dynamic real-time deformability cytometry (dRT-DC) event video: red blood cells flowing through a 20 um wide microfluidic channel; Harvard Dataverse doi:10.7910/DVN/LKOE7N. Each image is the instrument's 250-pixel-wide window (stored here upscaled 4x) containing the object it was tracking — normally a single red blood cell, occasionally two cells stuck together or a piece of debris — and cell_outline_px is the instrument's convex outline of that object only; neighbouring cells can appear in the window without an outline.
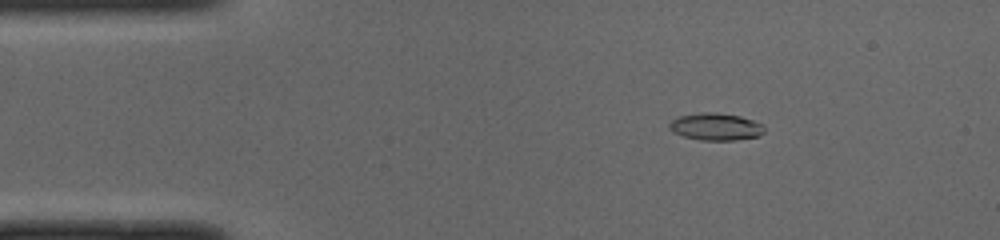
{"species": "common noctule bat (a hibernating species)", "species_latin": "Nyctalus noctula", "temperature_condition": "cold", "stored_images_in_passage": 47, "camera_frame_rate_fps": 3000, "um_per_image_px": 0.085, "animal": {"sex": "male", "body_mass_g": 19.0, "forearm_length_mm": 50.8}, "frame": {"image": 1, "passage_image": 5, "time_ms": 1.333, "image_size_px": [1000, 240], "cell_outline_px": [[764, 132], [760, 136], [732, 140], [700, 140], [684, 136], [672, 132], [668, 128], [668, 124], [672, 120], [680, 116], [700, 112], [716, 112], [740, 116], [764, 124]], "centroid_in_image_um": [60.83, 10.76], "position_along_channel_um": 24.2, "area_um2": 15.14}}
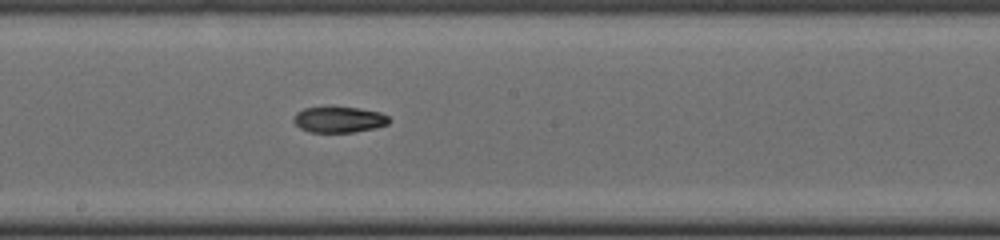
{"frame": {"image": 2, "passage_image": 24, "time_ms": 7.667, "image_size_px": [1000, 240], "cell_outline_px": [[392, 120], [388, 124], [376, 128], [352, 132], [308, 132], [300, 128], [292, 120], [296, 112], [304, 108], [360, 108], [380, 112], [388, 116]], "centroid_in_image_um": [28.84, 10.18], "position_along_channel_um": 219.4, "area_um2": 14.33}}
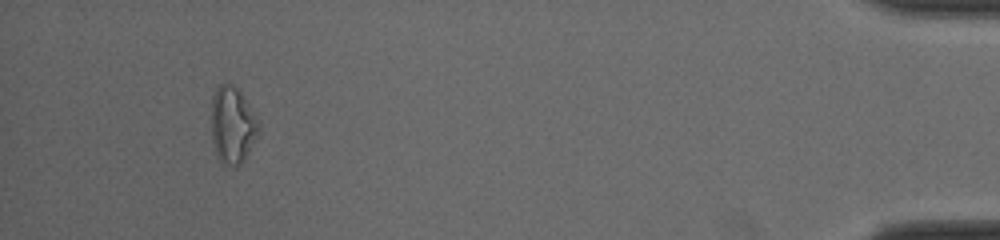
{"frame": {"image": 3, "passage_image": 44, "time_ms": 14.333, "image_size_px": [1000, 240], "cell_outline_px": [[260, 132], [244, 160], [236, 168], [220, 160], [216, 156], [212, 140], [212, 96], [216, 88], [220, 84], [228, 84], [236, 88], [240, 92], [260, 120]], "centroid_in_image_um": [19.79, 10.65], "position_along_channel_um": 415.4, "area_um2": 21.27}}